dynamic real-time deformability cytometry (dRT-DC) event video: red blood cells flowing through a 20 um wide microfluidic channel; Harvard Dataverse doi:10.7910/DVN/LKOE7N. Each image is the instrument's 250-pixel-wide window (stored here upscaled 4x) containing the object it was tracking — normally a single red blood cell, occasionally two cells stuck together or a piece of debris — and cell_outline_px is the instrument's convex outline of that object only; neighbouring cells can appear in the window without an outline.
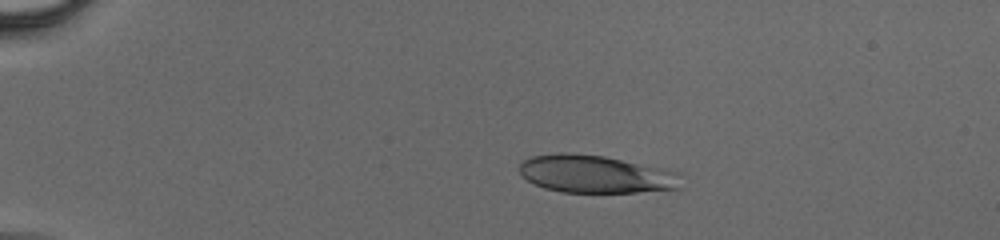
{"species": "human", "species_latin": "Homo sapiens", "temperature_condition": "cold", "stored_images_in_passage": 52, "camera_frame_rate_fps": 3000, "um_per_image_px": 0.085, "donor": {"sex": "male"}, "frame": {"image": 1, "passage_image": 9, "time_ms": 2.667, "image_size_px": [1000, 240], "cell_outline_px": [[680, 188], [636, 192], [560, 192], [544, 188], [528, 180], [520, 172], [520, 164], [524, 160], [532, 156], [560, 152], [568, 152], [604, 156], [680, 172]], "centroid_in_image_um": [50.63, 14.79], "position_along_channel_um": 34.4, "area_um2": 35.37}}
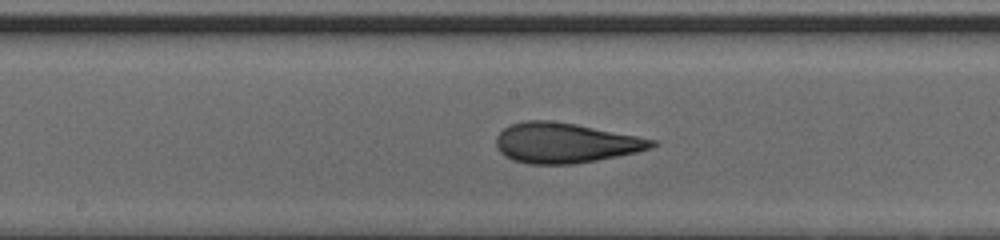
{"frame": {"image": 2, "passage_image": 28, "time_ms": 9.0, "image_size_px": [1000, 240], "cell_outline_px": [[656, 144], [652, 148], [636, 152], [596, 160], [572, 164], [528, 164], [512, 160], [504, 156], [496, 148], [496, 136], [504, 128], [512, 124], [524, 120], [552, 120], [576, 124], [656, 140]], "centroid_in_image_um": [47.99, 12.14], "position_along_channel_um": 200.2, "area_um2": 36.3}}
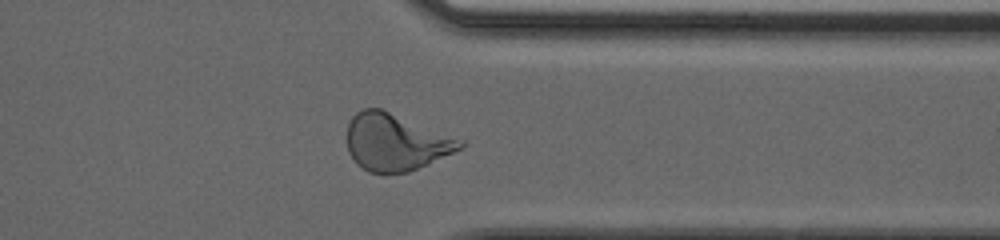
{"frame": {"image": 3, "passage_image": 42, "time_ms": 13.667, "image_size_px": [1000, 240], "cell_outline_px": [[464, 144], [460, 148], [428, 164], [408, 172], [384, 176], [368, 172], [360, 168], [356, 164], [348, 152], [348, 124], [352, 116], [356, 112], [364, 108], [380, 108], [464, 140]], "centroid_in_image_um": [33.58, 12.12], "position_along_channel_um": 377.8, "area_um2": 37.74}}